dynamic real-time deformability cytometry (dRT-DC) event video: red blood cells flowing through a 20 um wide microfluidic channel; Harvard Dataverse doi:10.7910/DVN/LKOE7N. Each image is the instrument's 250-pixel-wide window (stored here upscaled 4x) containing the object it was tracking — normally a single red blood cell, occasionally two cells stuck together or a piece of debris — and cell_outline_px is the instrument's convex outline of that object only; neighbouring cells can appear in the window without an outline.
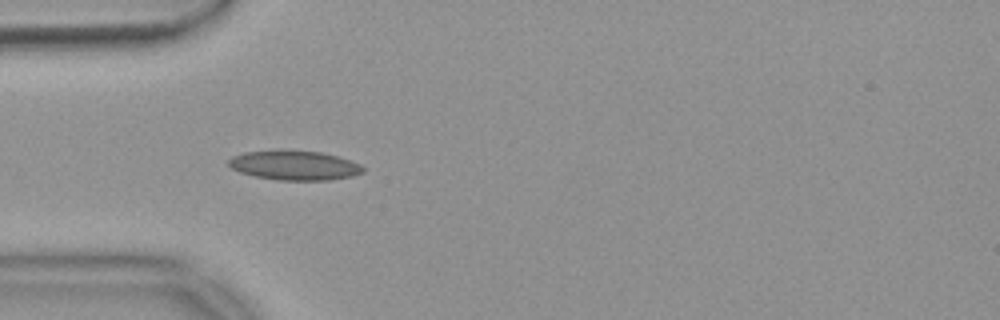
{"species": "common noctule bat (a hibernating species)", "species_latin": "Nyctalus noctula", "temperature_condition": "warm", "stored_images_in_passage": 39, "camera_frame_rate_fps": 3000, "um_per_image_px": 0.085, "animal": {"sex": "female", "body_mass_g": 18.4}, "frame": {"image": 1, "passage_image": 1, "time_ms": 0.0, "image_size_px": [1000, 320], "cell_outline_px": [[364, 172], [352, 176], [328, 180], [280, 180], [256, 176], [240, 172], [232, 168], [228, 164], [228, 160], [232, 156], [244, 152], [276, 148], [280, 148], [320, 152], [336, 156], [360, 164], [364, 168]], "centroid_in_image_um": [24.98, 14.02], "position_along_channel_um": 60.0, "area_um2": 23.41}}
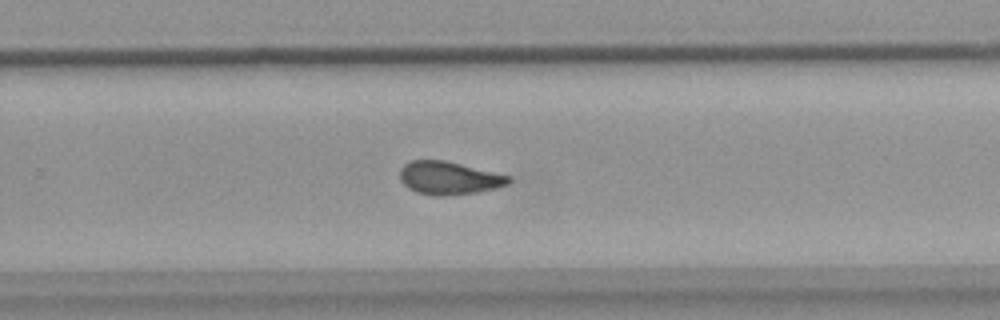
{"frame": {"image": 2, "passage_image": 20, "time_ms": 6.333, "image_size_px": [1000, 320], "cell_outline_px": [[512, 180], [508, 184], [496, 188], [476, 192], [444, 196], [436, 196], [416, 192], [408, 188], [400, 180], [400, 168], [404, 164], [412, 160], [444, 160], [512, 176]], "centroid_in_image_um": [38.16, 15.13], "position_along_channel_um": 291.6, "area_um2": 20.98}}
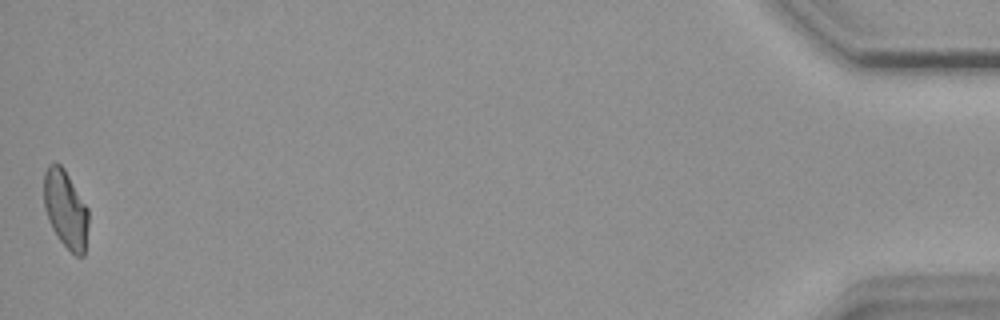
{"frame": {"image": 3, "passage_image": 39, "time_ms": 12.667, "image_size_px": [1000, 320], "cell_outline_px": [[88, 224], [84, 256], [76, 256], [56, 236], [48, 220], [44, 208], [44, 172], [48, 164], [60, 164], [64, 168], [88, 208]], "centroid_in_image_um": [5.57, 17.78], "position_along_channel_um": 429.6, "area_um2": 20.17}, "authors_computed_cell_mechanics": {"area_um2": 20.9814, "velocity_mm_per_s": 3.7005, "shape_relaxation_time_tau1_ms": null, "shape_relaxation_time_tau2_ms": 2.7879, "deformation_change_tau1": null, "deformation_change_tau2": 0.0945}}